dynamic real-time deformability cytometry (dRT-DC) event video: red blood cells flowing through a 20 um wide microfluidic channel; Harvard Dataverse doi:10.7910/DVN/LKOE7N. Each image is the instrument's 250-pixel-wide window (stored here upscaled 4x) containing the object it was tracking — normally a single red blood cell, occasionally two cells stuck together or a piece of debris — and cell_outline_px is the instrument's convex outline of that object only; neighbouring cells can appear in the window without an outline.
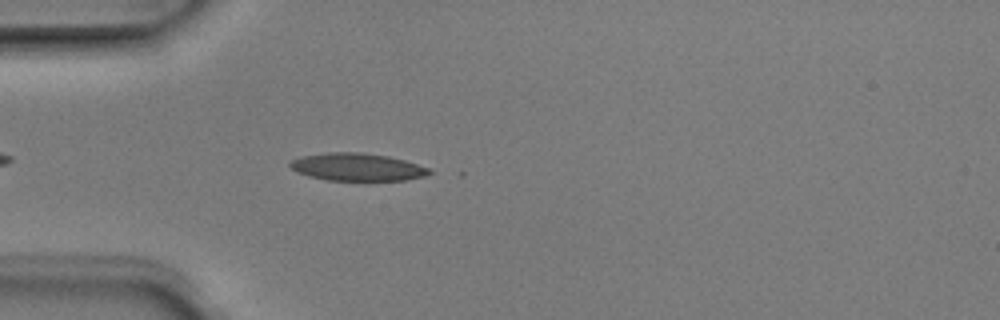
{"species": "Egyptian fruit bat (a non-hibernating species)", "species_latin": "Rousettus aegyptiacus", "temperature_condition": "room temperature", "stored_images_in_passage": 5, "camera_frame_rate_fps": 3000, "um_per_image_px": 0.085, "animal": {"sex": "male"}, "frame": {"image": 1, "passage_image": 5, "time_ms": 1.333, "image_size_px": [1000, 320], "cell_outline_px": [[432, 172], [428, 176], [404, 180], [328, 180], [308, 176], [296, 172], [288, 164], [292, 160], [300, 156], [328, 152], [360, 152], [388, 156], [404, 160], [428, 168]], "centroid_in_image_um": [30.34, 14.19], "position_along_channel_um": 54.7, "area_um2": 22.37}}